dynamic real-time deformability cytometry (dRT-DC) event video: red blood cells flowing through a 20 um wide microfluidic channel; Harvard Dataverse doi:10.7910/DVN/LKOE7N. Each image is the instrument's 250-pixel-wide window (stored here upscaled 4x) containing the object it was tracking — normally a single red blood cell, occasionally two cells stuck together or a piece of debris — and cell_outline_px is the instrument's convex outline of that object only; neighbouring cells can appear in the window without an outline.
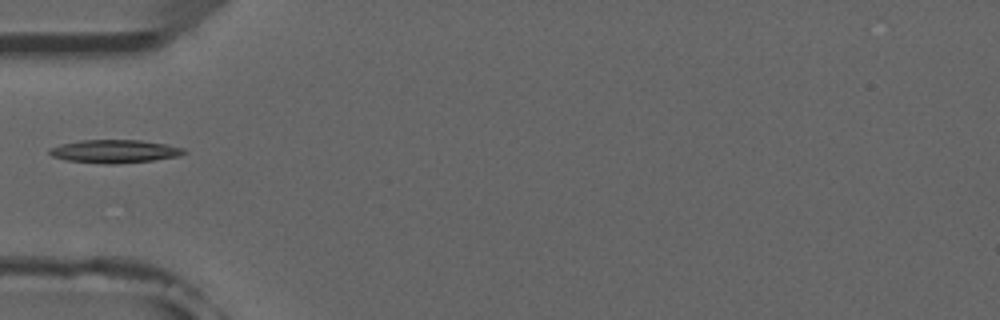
{"species": "common noctule bat (a hibernating species)", "species_latin": "Nyctalus noctula", "temperature_condition": "room temperature", "stored_images_in_passage": 3, "camera_frame_rate_fps": 3000, "um_per_image_px": 0.085, "animal": {"sex": "male", "forearm_length_mm": 52.5}, "frame": {"image": 1, "passage_image": 3, "time_ms": 2.333, "image_size_px": [1000, 320], "cell_outline_px": [[188, 152], [180, 156], [152, 160], [116, 164], [104, 164], [64, 160], [52, 156], [48, 152], [48, 148], [60, 144], [80, 140], [140, 140], [164, 144], [184, 148]], "centroid_in_image_um": [9.71, 12.86], "position_along_channel_um": 75.3, "area_um2": 18.26}}